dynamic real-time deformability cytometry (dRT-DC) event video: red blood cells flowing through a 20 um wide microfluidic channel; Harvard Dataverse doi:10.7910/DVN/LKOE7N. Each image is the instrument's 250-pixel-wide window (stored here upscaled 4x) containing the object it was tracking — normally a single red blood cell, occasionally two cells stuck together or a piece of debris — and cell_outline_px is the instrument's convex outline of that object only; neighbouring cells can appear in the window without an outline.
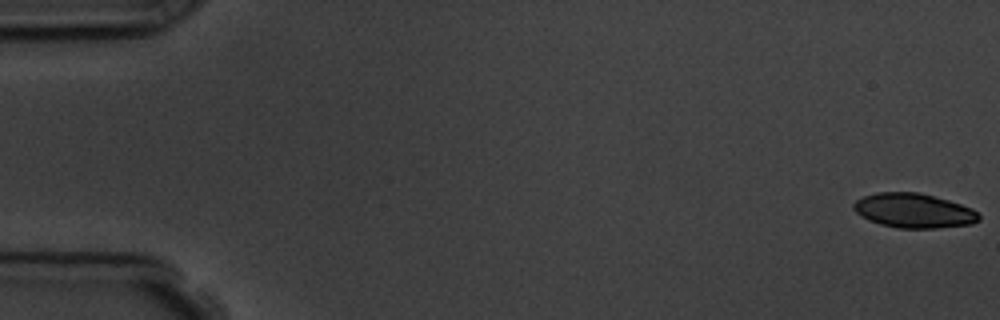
{"species": "common noctule bat (a hibernating species)", "species_latin": "Nyctalus noctula", "temperature_condition": "room temperature", "stored_images_in_passage": 6, "camera_frame_rate_fps": 3000, "um_per_image_px": 0.085, "animal": {"sex": "male", "body_mass_g": 19.5, "forearm_length_mm": 54.6}, "frame": {"image": 1, "passage_image": 1, "time_ms": 0.0, "image_size_px": [1000, 320], "cell_outline_px": [[980, 220], [972, 224], [936, 228], [896, 228], [880, 224], [868, 220], [860, 216], [852, 208], [852, 204], [856, 200], [864, 196], [876, 192], [920, 192], [948, 200], [972, 208], [980, 216]], "centroid_in_image_um": [77.64, 17.9], "position_along_channel_um": 7.4, "area_um2": 25.32}}